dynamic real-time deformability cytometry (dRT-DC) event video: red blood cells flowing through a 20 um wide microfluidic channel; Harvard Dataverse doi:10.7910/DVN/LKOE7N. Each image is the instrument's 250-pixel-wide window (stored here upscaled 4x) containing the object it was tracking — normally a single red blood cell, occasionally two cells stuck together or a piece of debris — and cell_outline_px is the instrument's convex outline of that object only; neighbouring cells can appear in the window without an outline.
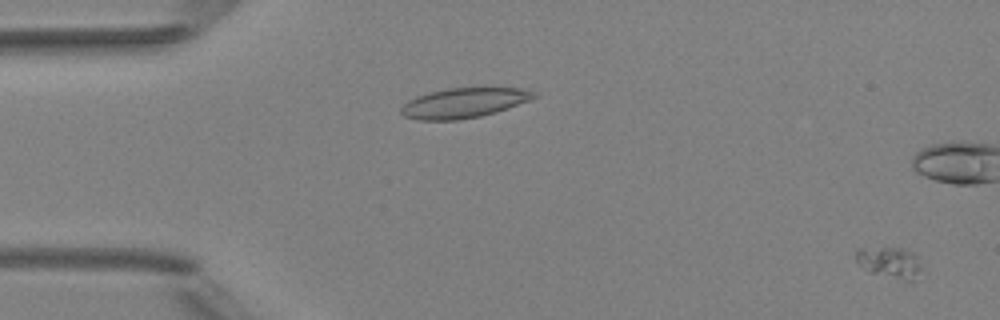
{"species": "Egyptian fruit bat (a non-hibernating species)", "species_latin": "Rousettus aegyptiacus", "temperature_condition": "room temperature", "stored_images_in_passage": 3, "camera_frame_rate_fps": 3000, "um_per_image_px": 0.085, "animal": {"sex": "female"}, "frame": {"image": 1, "passage_image": 3, "time_ms": 3.0, "image_size_px": [1000, 320], "cell_outline_px": [[920, 268], [916, 280], [904, 280], [872, 272], [864, 268], [856, 260], [856, 248], [900, 248], [912, 252], [916, 256], [920, 264]], "centroid_in_image_um": [75.62, 22.29], "position_along_channel_um": 9.4, "area_um2": 11.5}}